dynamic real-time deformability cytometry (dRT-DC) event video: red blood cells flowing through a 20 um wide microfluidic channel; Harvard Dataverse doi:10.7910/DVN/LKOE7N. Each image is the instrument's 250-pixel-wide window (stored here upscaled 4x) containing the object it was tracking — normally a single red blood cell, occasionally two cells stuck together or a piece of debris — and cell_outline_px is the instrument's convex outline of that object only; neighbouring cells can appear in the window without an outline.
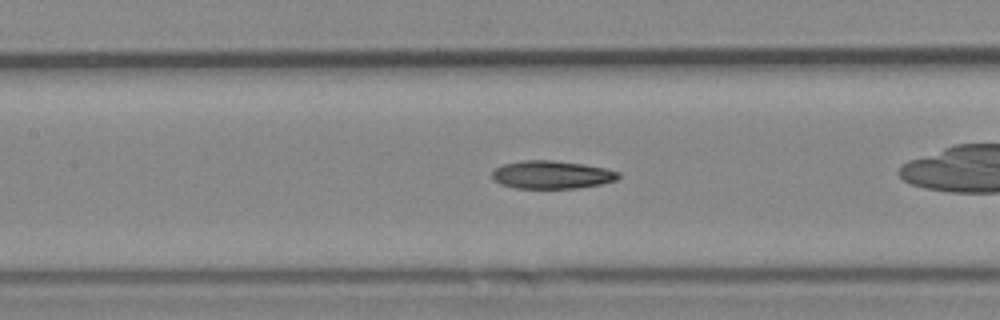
{"species": "Egyptian fruit bat (a non-hibernating species)", "species_latin": "Rousettus aegyptiacus", "temperature_condition": "cold", "stored_images_in_passage": 32, "camera_frame_rate_fps": 3000, "um_per_image_px": 0.085, "animal": {"sex": "female"}, "frame": {"image": 1, "passage_image": 14, "time_ms": 4.333, "image_size_px": [1000, 320], "cell_outline_px": [[620, 176], [616, 180], [600, 184], [576, 188], [516, 188], [500, 184], [492, 180], [492, 172], [496, 168], [504, 164], [524, 160], [552, 160], [584, 164], [604, 168], [620, 172]], "centroid_in_image_um": [46.88, 14.85], "position_along_channel_um": 160.5, "area_um2": 20.58}}
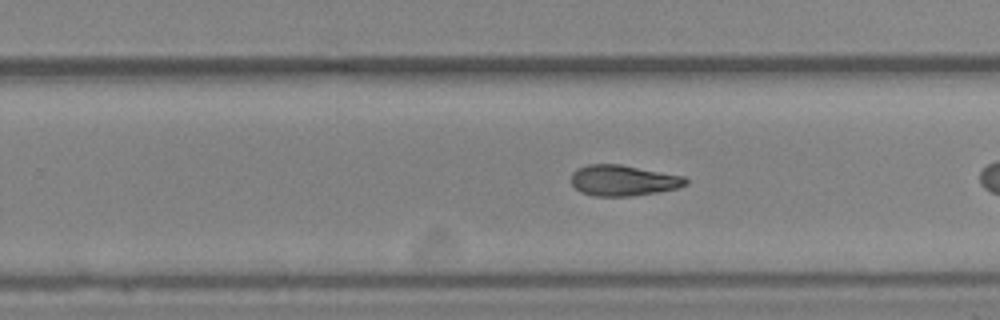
{"frame": {"image": 2, "passage_image": 23, "time_ms": 7.333, "image_size_px": [1000, 320], "cell_outline_px": [[688, 184], [676, 188], [656, 192], [632, 196], [592, 196], [580, 192], [572, 184], [572, 172], [576, 168], [588, 164], [620, 164], [684, 176], [688, 180]], "centroid_in_image_um": [52.95, 15.33], "position_along_channel_um": 276.9, "area_um2": 20.58}}